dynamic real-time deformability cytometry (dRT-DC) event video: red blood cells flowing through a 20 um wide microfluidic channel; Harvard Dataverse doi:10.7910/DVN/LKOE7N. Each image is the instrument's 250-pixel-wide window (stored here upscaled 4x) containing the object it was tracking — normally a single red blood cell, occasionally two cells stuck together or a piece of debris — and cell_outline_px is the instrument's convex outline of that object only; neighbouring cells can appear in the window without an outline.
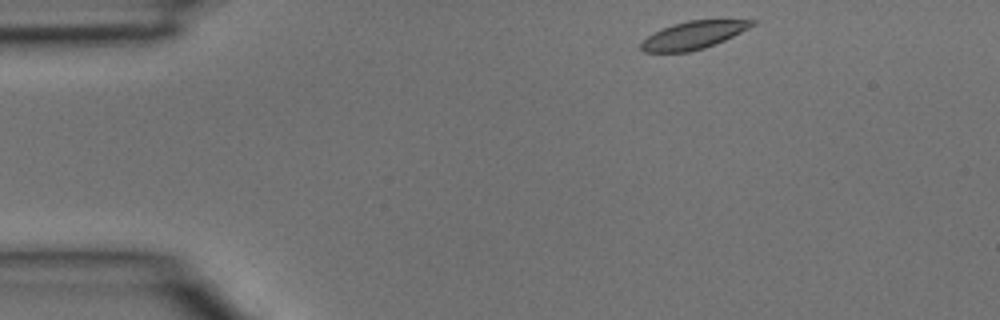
{"species": "common noctule bat (a hibernating species)", "species_latin": "Nyctalus noctula", "temperature_condition": "room temperature", "stored_images_in_passage": 34, "camera_frame_rate_fps": 3000, "um_per_image_px": 0.085, "animal": {"sex": "male", "body_mass_g": 15.6}, "frame": {"image": 1, "passage_image": 1, "time_ms": 0.0, "image_size_px": [1000, 320], "cell_outline_px": [[756, 24], [716, 44], [704, 48], [688, 52], [644, 52], [640, 48], [640, 44], [648, 36], [672, 24], [688, 20], [756, 20]], "centroid_in_image_um": [58.93, 2.99], "position_along_channel_um": 26.1, "area_um2": 17.69}}
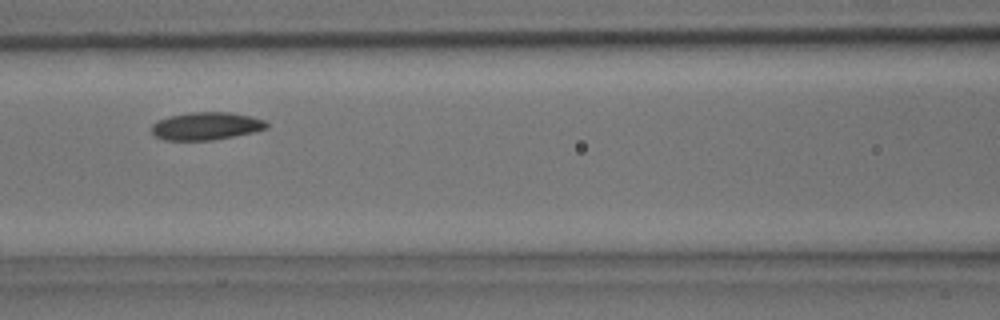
{"frame": {"image": 2, "passage_image": 12, "time_ms": 3.667, "image_size_px": [1000, 320], "cell_outline_px": [[268, 128], [252, 132], [212, 140], [164, 140], [156, 136], [152, 132], [152, 124], [156, 120], [168, 116], [192, 112], [232, 112], [252, 116], [264, 120], [268, 124]], "centroid_in_image_um": [17.51, 10.7], "position_along_channel_um": 149.1, "area_um2": 18.61}}
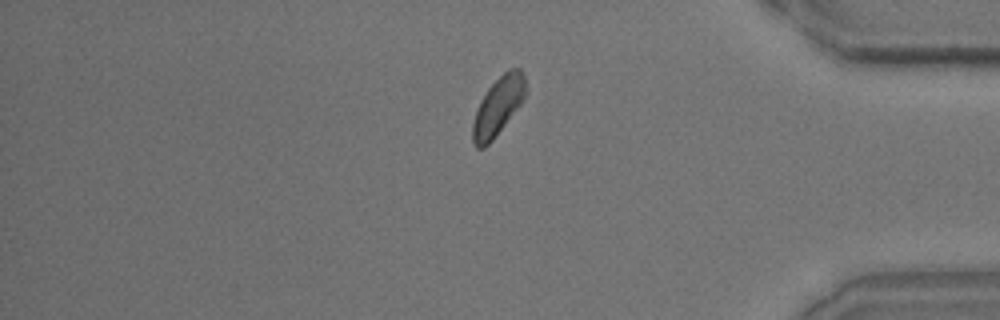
{"frame": {"image": 3, "passage_image": 28, "time_ms": 9.0, "image_size_px": [1000, 320], "cell_outline_px": [[528, 92], [524, 100], [492, 140], [484, 148], [476, 148], [472, 144], [472, 124], [480, 100], [488, 88], [508, 68], [520, 68], [524, 76]], "centroid_in_image_um": [42.35, 9.02], "position_along_channel_um": 392.9, "area_um2": 18.03}}